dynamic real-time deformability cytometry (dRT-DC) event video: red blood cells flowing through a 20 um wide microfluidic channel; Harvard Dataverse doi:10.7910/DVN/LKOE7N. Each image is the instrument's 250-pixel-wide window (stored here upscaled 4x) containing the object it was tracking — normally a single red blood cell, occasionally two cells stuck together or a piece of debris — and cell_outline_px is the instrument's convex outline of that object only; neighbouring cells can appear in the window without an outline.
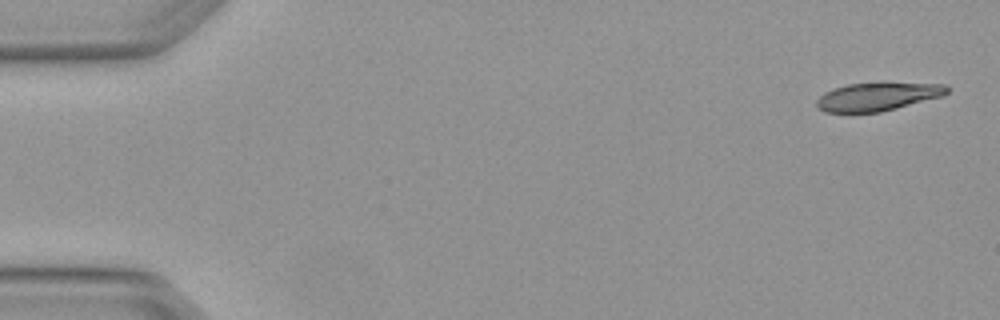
{"species": "Egyptian fruit bat (a non-hibernating species)", "species_latin": "Rousettus aegyptiacus", "temperature_condition": "warm", "stored_images_in_passage": 5, "camera_frame_rate_fps": 3000, "um_per_image_px": 0.085, "animal": {"sex": "female"}, "frame": {"image": 1, "passage_image": 1, "time_ms": 0.0, "image_size_px": [1000, 320], "cell_outline_px": [[948, 92], [944, 96], [880, 112], [824, 112], [816, 108], [816, 100], [824, 92], [848, 84], [944, 84], [948, 88]], "centroid_in_image_um": [74.55, 8.24], "position_along_channel_um": 10.4, "area_um2": 20.92}}
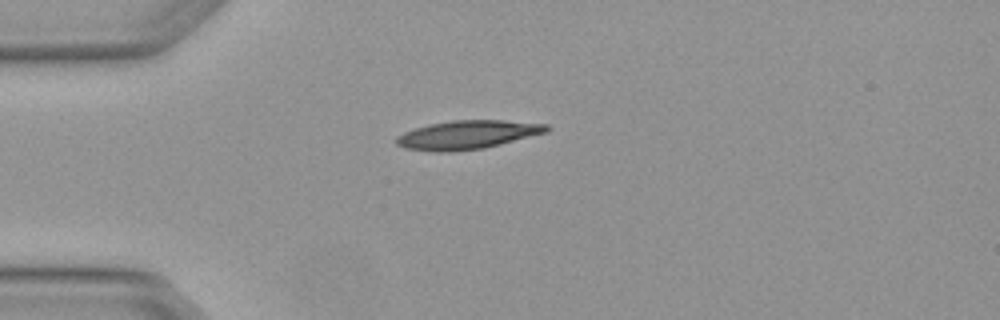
{"frame": {"image": 2, "passage_image": 4, "time_ms": 1.0, "image_size_px": [1000, 320], "cell_outline_px": [[552, 128], [548, 132], [484, 148], [448, 152], [440, 152], [404, 148], [396, 144], [396, 136], [404, 132], [428, 124], [452, 120], [500, 120], [548, 124]], "centroid_in_image_um": [39.75, 11.45], "position_along_channel_um": 45.3, "area_um2": 25.09}}